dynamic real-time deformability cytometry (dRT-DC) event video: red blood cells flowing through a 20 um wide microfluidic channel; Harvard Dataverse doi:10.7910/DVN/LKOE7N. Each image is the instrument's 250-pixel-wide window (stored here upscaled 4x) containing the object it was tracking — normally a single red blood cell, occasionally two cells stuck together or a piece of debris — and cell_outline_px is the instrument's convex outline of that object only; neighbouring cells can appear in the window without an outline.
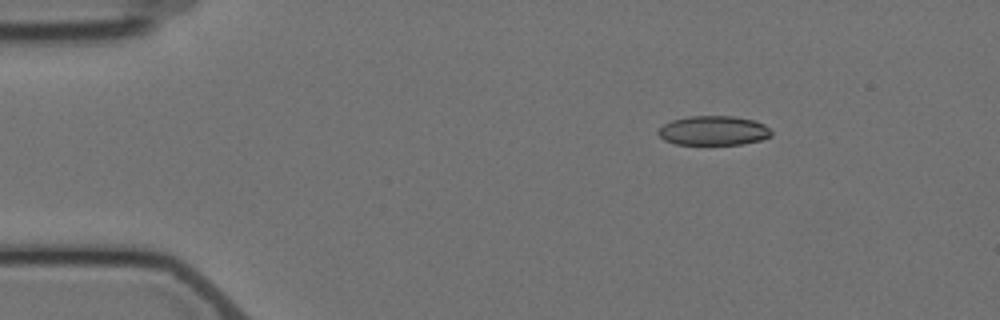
{"species": "Egyptian fruit bat (a non-hibernating species)", "species_latin": "Rousettus aegyptiacus", "temperature_condition": "cold", "stored_images_in_passage": 6, "camera_frame_rate_fps": 3000, "um_per_image_px": 0.085, "animal": {"sex": "female"}, "frame": {"image": 1, "passage_image": 3, "time_ms": 2.333, "image_size_px": [1000, 320], "cell_outline_px": [[772, 136], [760, 140], [744, 144], [676, 144], [664, 140], [656, 132], [664, 124], [672, 120], [688, 116], [732, 116], [756, 120], [764, 124], [772, 132]], "centroid_in_image_um": [60.66, 11.1], "position_along_channel_um": 24.3, "area_um2": 19.42}}
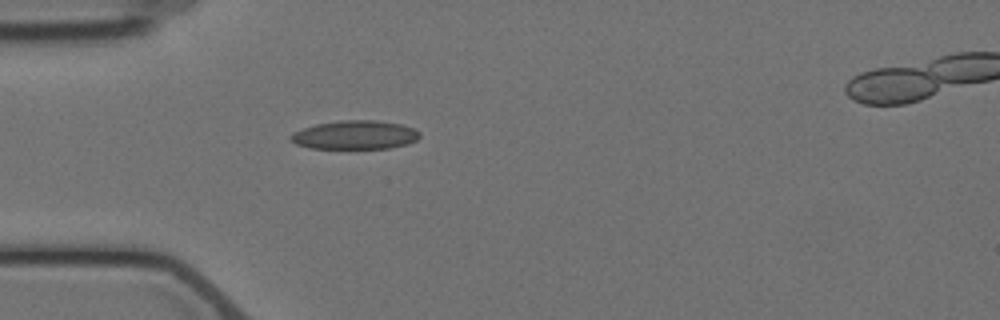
{"frame": {"image": 2, "passage_image": 5, "time_ms": 5.0, "image_size_px": [1000, 320], "cell_outline_px": [[420, 136], [416, 140], [408, 144], [388, 148], [312, 148], [296, 144], [288, 140], [288, 136], [292, 132], [316, 124], [340, 120], [376, 120], [400, 124], [412, 128], [420, 132]], "centroid_in_image_um": [30.14, 11.47], "position_along_channel_um": 54.9, "area_um2": 21.62}}